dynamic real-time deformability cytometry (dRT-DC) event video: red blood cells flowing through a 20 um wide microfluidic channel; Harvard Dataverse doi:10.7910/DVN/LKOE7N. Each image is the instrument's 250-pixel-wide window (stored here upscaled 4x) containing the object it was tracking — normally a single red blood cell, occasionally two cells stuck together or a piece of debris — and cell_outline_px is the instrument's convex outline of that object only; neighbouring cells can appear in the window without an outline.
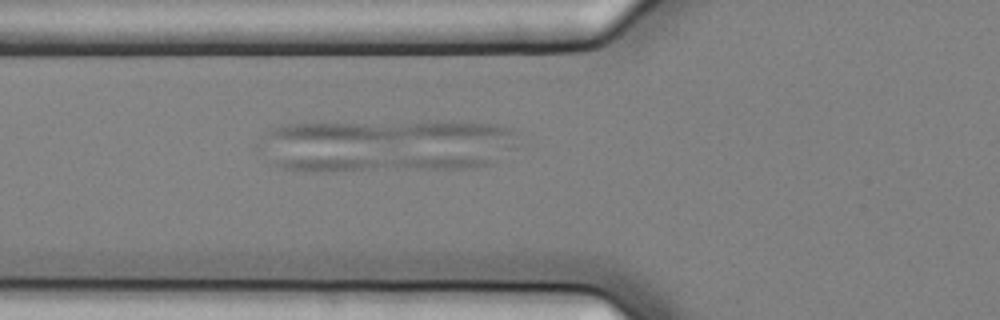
{"species": "common noctule bat (a hibernating species)", "species_latin": "Nyctalus noctula", "temperature_condition": "cold", "stored_images_in_passage": 6, "segment_of_instrument_passage": [2, 2], "camera_frame_rate_fps": 3000, "um_per_image_px": 0.085, "animal": {"sex": "female", "body_mass_g": 25.1}, "frame": {"image": 1, "passage_image": 6, "time_ms": 1.667, "image_size_px": [1000, 320], "cell_outline_px": [[516, 148], [256, 148], [256, 144], [272, 128], [288, 124], [316, 120], [452, 120], [496, 124], [516, 128]], "centroid_in_image_um": [33.11, 11.46], "position_along_channel_um": 92.7, "area_um2": 48.15}}